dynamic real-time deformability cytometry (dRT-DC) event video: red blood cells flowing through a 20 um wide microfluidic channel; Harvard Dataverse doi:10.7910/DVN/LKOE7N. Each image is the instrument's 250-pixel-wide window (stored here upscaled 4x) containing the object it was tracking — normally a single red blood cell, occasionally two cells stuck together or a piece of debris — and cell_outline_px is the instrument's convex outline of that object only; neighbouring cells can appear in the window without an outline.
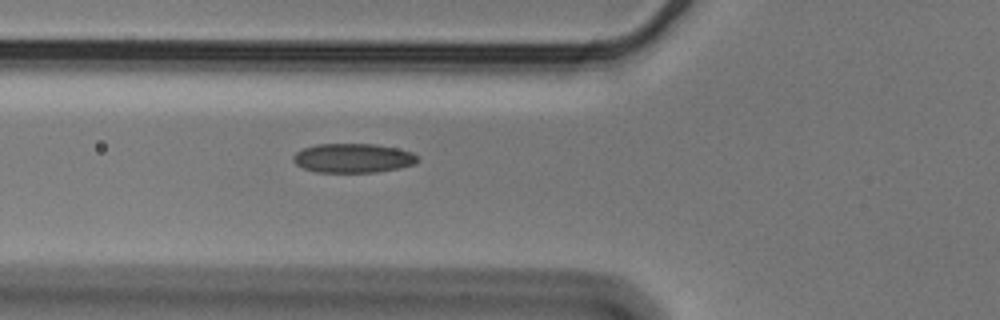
{"species": "Egyptian fruit bat (a non-hibernating species)", "species_latin": "Rousettus aegyptiacus", "temperature_condition": "cold", "stored_images_in_passage": 39, "camera_frame_rate_fps": 3000, "um_per_image_px": 0.085, "animal": {"sex": "male"}, "frame": {"image": 1, "passage_image": 3, "time_ms": 0.667, "image_size_px": [1000, 320], "cell_outline_px": [[420, 160], [416, 164], [400, 168], [376, 172], [316, 172], [304, 168], [296, 164], [292, 160], [292, 156], [296, 152], [304, 148], [316, 144], [376, 144], [396, 148], [412, 152], [420, 156]], "centroid_in_image_um": [30.05, 13.44], "position_along_channel_um": 95.8, "area_um2": 21.39}}
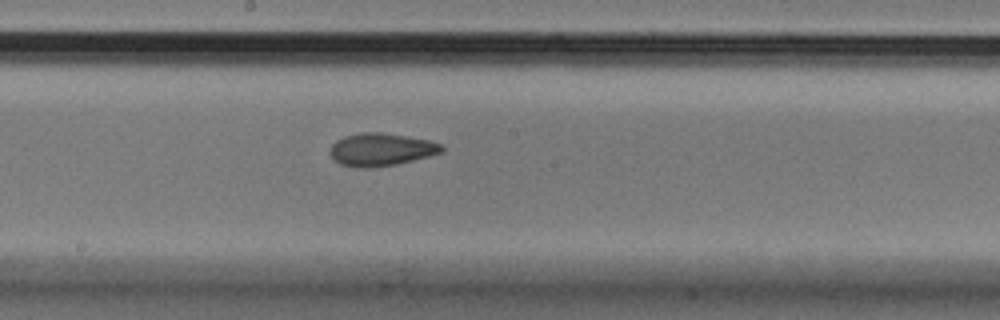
{"frame": {"image": 2, "passage_image": 13, "time_ms": 4.0, "image_size_px": [1000, 320], "cell_outline_px": [[444, 148], [440, 152], [428, 156], [396, 164], [368, 168], [364, 168], [340, 164], [328, 152], [332, 144], [336, 140], [344, 136], [360, 132], [380, 132], [408, 136], [428, 140], [440, 144]], "centroid_in_image_um": [32.35, 12.69], "position_along_channel_um": 215.9, "area_um2": 21.1}}
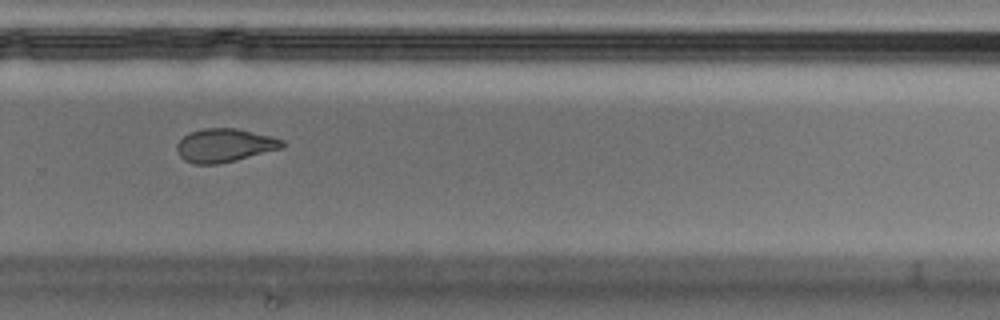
{"frame": {"image": 3, "passage_image": 21, "time_ms": 6.667, "image_size_px": [1000, 320], "cell_outline_px": [[284, 148], [220, 164], [192, 164], [184, 160], [180, 156], [176, 148], [176, 144], [188, 132], [204, 128], [236, 128], [272, 136], [284, 140]], "centroid_in_image_um": [19.09, 12.35], "position_along_channel_um": 310.7, "area_um2": 20.75}}